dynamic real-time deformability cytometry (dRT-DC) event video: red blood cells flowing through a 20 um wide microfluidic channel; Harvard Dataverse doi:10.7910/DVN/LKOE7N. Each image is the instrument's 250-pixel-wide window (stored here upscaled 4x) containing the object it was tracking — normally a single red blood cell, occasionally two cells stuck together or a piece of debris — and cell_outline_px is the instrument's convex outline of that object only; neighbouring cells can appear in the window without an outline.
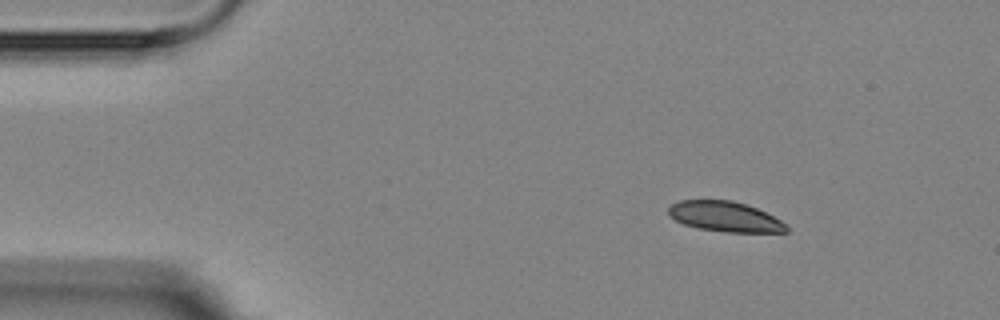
{"species": "Egyptian fruit bat (a non-hibernating species)", "species_latin": "Rousettus aegyptiacus", "temperature_condition": "room temperature", "stored_images_in_passage": 3, "camera_frame_rate_fps": 3000, "um_per_image_px": 0.085, "animal": {"sex": "female"}, "frame": {"image": 1, "passage_image": 1, "time_ms": 0.0, "image_size_px": [1000, 320], "cell_outline_px": [[788, 232], [728, 232], [700, 228], [684, 224], [668, 216], [668, 208], [672, 204], [680, 200], [732, 200], [756, 208], [788, 224]], "centroid_in_image_um": [61.62, 18.41], "position_along_channel_um": 23.4, "area_um2": 20.58}}